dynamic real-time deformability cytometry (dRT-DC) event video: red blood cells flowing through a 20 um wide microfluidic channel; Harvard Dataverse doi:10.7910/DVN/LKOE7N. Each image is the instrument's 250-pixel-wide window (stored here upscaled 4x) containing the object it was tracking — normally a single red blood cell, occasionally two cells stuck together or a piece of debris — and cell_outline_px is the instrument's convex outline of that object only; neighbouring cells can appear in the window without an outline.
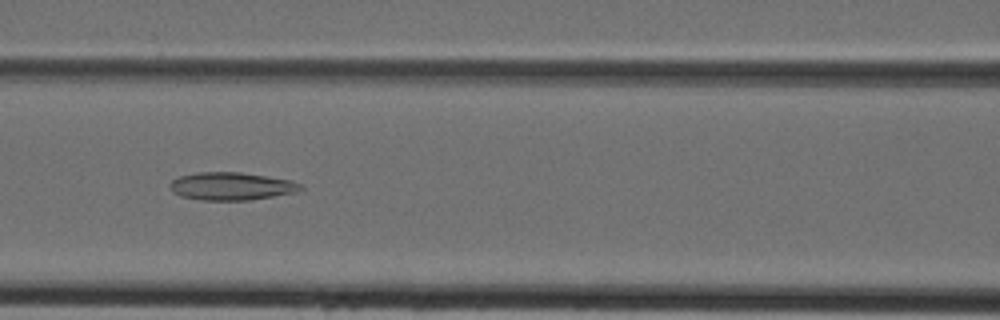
{"species": "Egyptian fruit bat (a non-hibernating species)", "species_latin": "Rousettus aegyptiacus", "temperature_condition": "cold", "stored_images_in_passage": 44, "segment_of_instrument_passage": [1, 2], "camera_frame_rate_fps": 3000, "um_per_image_px": 0.085, "animal": {"sex": "female"}, "frame": {"image": 1, "passage_image": 18, "time_ms": 5.667, "image_size_px": [1000, 320], "cell_outline_px": [[304, 192], [248, 200], [200, 200], [180, 196], [172, 192], [168, 184], [172, 180], [180, 176], [196, 172], [240, 172], [292, 180], [300, 184], [304, 188]], "centroid_in_image_um": [19.71, 15.83], "position_along_channel_um": 146.9, "area_um2": 21.56}}
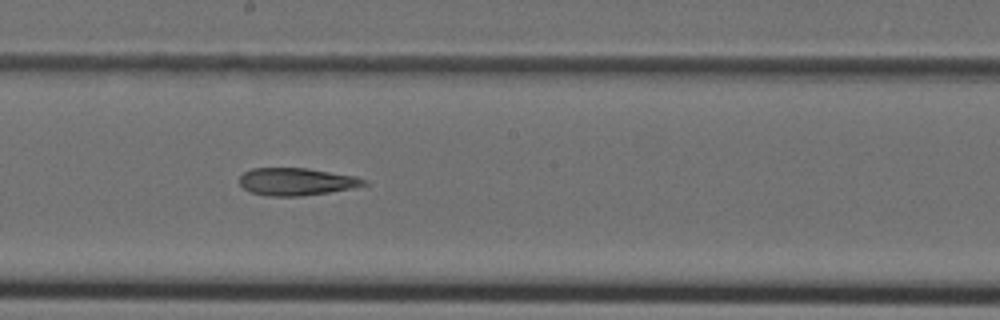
{"frame": {"image": 2, "passage_image": 23, "time_ms": 7.333, "image_size_px": [1000, 320], "cell_outline_px": [[372, 184], [328, 192], [300, 196], [268, 196], [252, 192], [244, 188], [240, 184], [240, 176], [244, 172], [252, 168], [308, 168], [356, 176], [368, 180]], "centroid_in_image_um": [25.24, 15.43], "position_along_channel_um": 223.0, "area_um2": 19.94}}
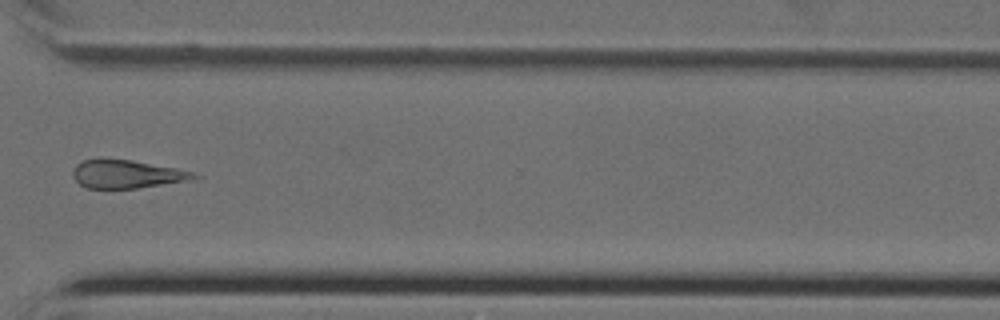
{"frame": {"image": 3, "passage_image": 32, "time_ms": 10.333, "image_size_px": [1000, 320], "cell_outline_px": [[204, 176], [196, 180], [136, 188], [84, 188], [72, 176], [72, 172], [76, 164], [84, 160], [132, 160], [176, 168], [192, 172]], "centroid_in_image_um": [10.86, 14.82], "position_along_channel_um": 359.7, "area_um2": 19.88}}